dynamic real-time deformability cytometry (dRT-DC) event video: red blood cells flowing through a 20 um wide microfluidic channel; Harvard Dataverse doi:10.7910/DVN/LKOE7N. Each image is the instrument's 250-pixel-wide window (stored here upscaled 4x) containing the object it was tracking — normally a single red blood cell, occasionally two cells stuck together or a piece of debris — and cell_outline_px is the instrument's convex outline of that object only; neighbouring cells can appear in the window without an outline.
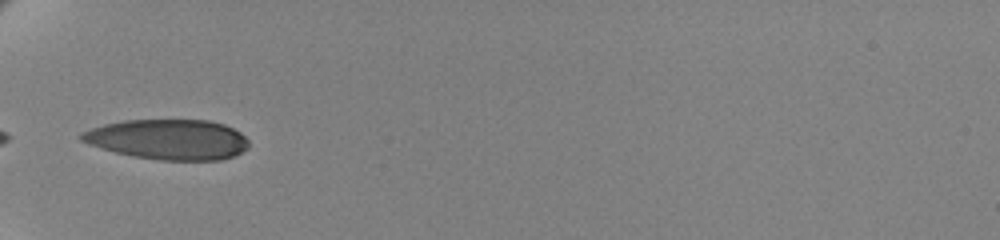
{"species": "human", "species_latin": "Homo sapiens", "temperature_condition": "cold", "stored_images_in_passage": 9, "camera_frame_rate_fps": 3000, "um_per_image_px": 0.085, "donor": {"sex": "female"}, "frame": {"image": 1, "passage_image": 1, "time_ms": 0.0, "image_size_px": [1000, 240], "cell_outline_px": [[248, 148], [232, 156], [220, 160], [160, 160], [132, 156], [116, 152], [88, 144], [80, 140], [76, 136], [80, 132], [104, 124], [124, 120], [208, 120], [224, 124], [240, 132], [248, 140]], "centroid_in_image_um": [14.26, 11.84], "position_along_channel_um": 70.7, "area_um2": 39.25}}